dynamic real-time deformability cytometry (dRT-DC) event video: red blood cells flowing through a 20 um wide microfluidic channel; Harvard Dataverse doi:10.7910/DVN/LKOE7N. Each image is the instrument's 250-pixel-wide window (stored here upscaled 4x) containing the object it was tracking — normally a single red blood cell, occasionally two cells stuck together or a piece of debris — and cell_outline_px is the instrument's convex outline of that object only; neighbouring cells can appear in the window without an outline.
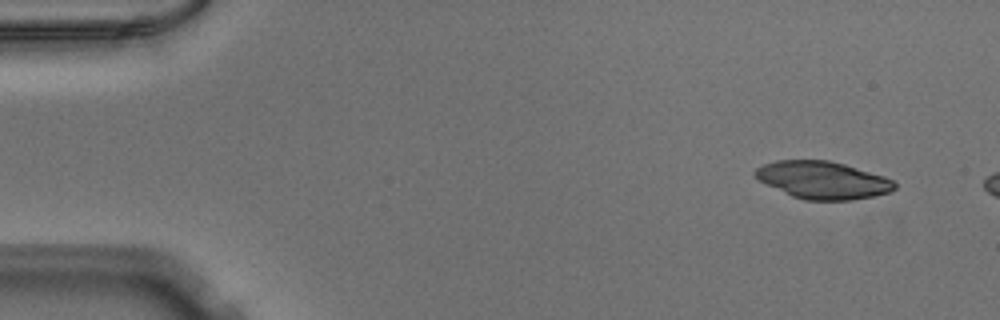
{"species": "Egyptian fruit bat (a non-hibernating species)", "species_latin": "Rousettus aegyptiacus", "temperature_condition": "warm", "stored_images_in_passage": 6, "camera_frame_rate_fps": 3000, "um_per_image_px": 0.085, "animal": {"sex": "male"}, "frame": {"image": 1, "passage_image": 1, "time_ms": 0.0, "image_size_px": [1000, 320], "cell_outline_px": [[896, 188], [892, 192], [852, 200], [804, 200], [792, 196], [760, 180], [752, 172], [756, 168], [764, 164], [776, 160], [828, 160], [844, 164], [884, 176], [892, 180], [896, 184]], "centroid_in_image_um": [69.95, 15.3], "position_along_channel_um": 15.0, "area_um2": 30.23}}